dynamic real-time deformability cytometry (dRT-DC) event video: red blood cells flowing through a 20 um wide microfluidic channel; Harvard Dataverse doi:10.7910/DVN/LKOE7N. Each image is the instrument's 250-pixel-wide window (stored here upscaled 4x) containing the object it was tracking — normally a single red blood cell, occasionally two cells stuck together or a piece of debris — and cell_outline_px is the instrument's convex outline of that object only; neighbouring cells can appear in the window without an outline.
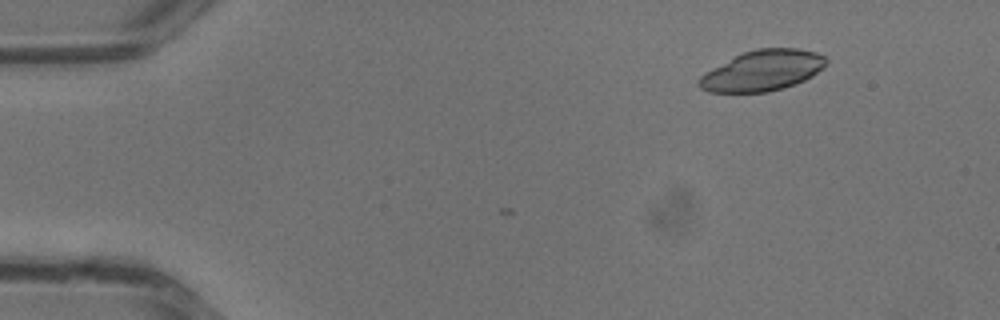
{"species": "common noctule bat (a hibernating species)", "species_latin": "Nyctalus noctula", "temperature_condition": "warm", "stored_images_in_passage": 5, "camera_frame_rate_fps": 3000, "um_per_image_px": 0.085, "animal": {"sex": "male", "body_mass_g": 13.3}, "frame": {"image": 1, "passage_image": 2, "time_ms": 0.333, "image_size_px": [1000, 320], "cell_outline_px": [[828, 60], [812, 76], [804, 80], [768, 92], [708, 92], [700, 88], [696, 84], [696, 80], [704, 72], [744, 52], [756, 48], [800, 48], [816, 52], [824, 56]], "centroid_in_image_um": [64.76, 6.0], "position_along_channel_um": 20.2, "area_um2": 29.82}}